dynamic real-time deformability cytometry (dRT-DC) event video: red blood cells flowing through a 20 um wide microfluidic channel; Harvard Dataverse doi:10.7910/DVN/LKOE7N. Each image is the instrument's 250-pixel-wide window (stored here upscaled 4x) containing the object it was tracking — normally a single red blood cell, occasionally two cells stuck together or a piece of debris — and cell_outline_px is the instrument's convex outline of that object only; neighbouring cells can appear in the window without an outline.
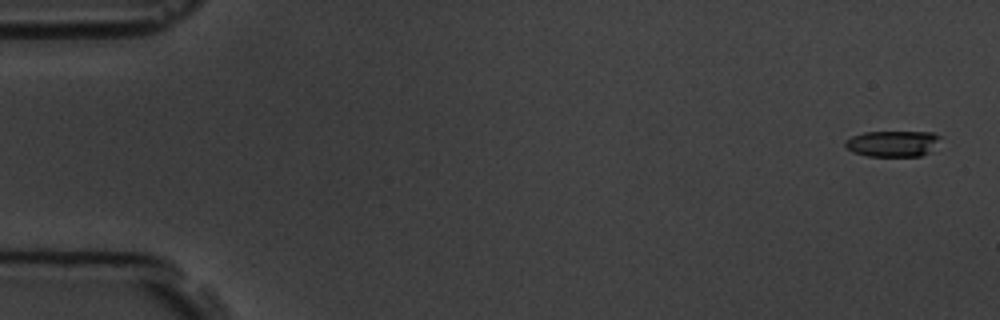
{"species": "common noctule bat (a hibernating species)", "species_latin": "Nyctalus noctula", "temperature_condition": "room temperature", "stored_images_in_passage": 5, "camera_frame_rate_fps": 3000, "um_per_image_px": 0.085, "animal": {"sex": "male", "body_mass_g": 19.5, "forearm_length_mm": 54.6}, "frame": {"image": 1, "passage_image": 1, "time_ms": 0.0, "image_size_px": [1000, 320], "cell_outline_px": [[940, 136], [928, 152], [920, 156], [868, 156], [852, 152], [844, 144], [844, 140], [852, 136], [864, 132], [932, 132]], "centroid_in_image_um": [75.8, 12.2], "position_along_channel_um": 9.2, "area_um2": 14.16}}
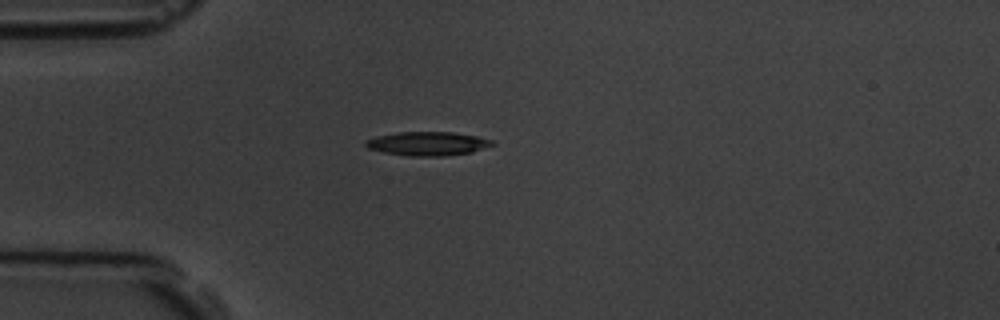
{"frame": {"image": 2, "passage_image": 5, "time_ms": 4.667, "image_size_px": [1000, 320], "cell_outline_px": [[496, 144], [472, 152], [444, 156], [408, 156], [384, 152], [368, 148], [364, 144], [364, 140], [376, 136], [400, 132], [452, 132], [476, 136], [492, 140]], "centroid_in_image_um": [36.34, 12.21], "position_along_channel_um": 48.7, "area_um2": 17.57}}